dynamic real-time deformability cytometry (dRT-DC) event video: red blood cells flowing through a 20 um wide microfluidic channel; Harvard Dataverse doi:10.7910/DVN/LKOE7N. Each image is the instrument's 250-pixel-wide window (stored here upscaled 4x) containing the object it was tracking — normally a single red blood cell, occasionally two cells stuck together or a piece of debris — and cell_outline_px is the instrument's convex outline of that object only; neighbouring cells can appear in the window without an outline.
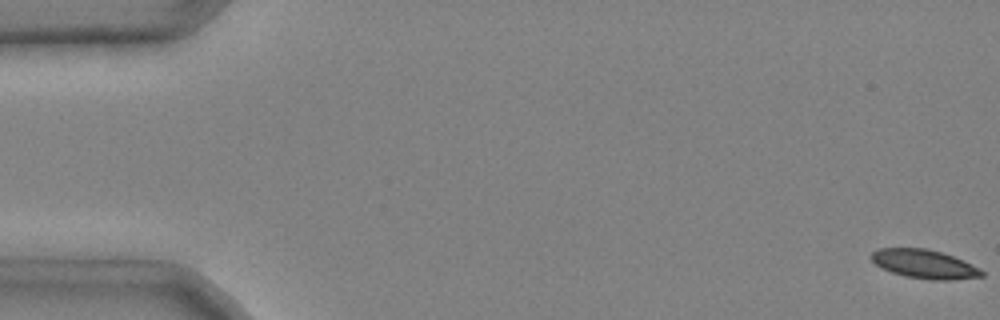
{"species": "common noctule bat (a hibernating species)", "species_latin": "Nyctalus noctula", "temperature_condition": "cold", "stored_images_in_passage": 5, "camera_frame_rate_fps": 3000, "um_per_image_px": 0.085, "animal": {"sex": "male", "body_mass_g": 20.4}, "frame": {"image": 1, "passage_image": 1, "time_ms": 0.0, "image_size_px": [1000, 320], "cell_outline_px": [[984, 276], [948, 280], [932, 280], [908, 276], [892, 272], [876, 264], [872, 260], [872, 252], [876, 248], [928, 248], [952, 256], [984, 272]], "centroid_in_image_um": [78.53, 22.43], "position_along_channel_um": 6.5, "area_um2": 17.98}}
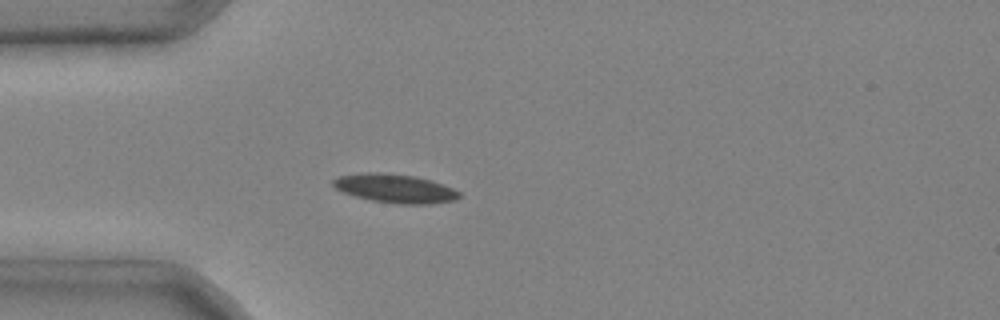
{"frame": {"image": 2, "passage_image": 5, "time_ms": 1.333, "image_size_px": [1000, 320], "cell_outline_px": [[460, 196], [456, 200], [432, 204], [400, 204], [372, 200], [356, 196], [344, 192], [336, 188], [332, 184], [332, 180], [340, 176], [368, 172], [384, 172], [416, 176], [432, 180], [444, 184], [460, 192]], "centroid_in_image_um": [33.63, 16.01], "position_along_channel_um": 51.4, "area_um2": 21.15}}